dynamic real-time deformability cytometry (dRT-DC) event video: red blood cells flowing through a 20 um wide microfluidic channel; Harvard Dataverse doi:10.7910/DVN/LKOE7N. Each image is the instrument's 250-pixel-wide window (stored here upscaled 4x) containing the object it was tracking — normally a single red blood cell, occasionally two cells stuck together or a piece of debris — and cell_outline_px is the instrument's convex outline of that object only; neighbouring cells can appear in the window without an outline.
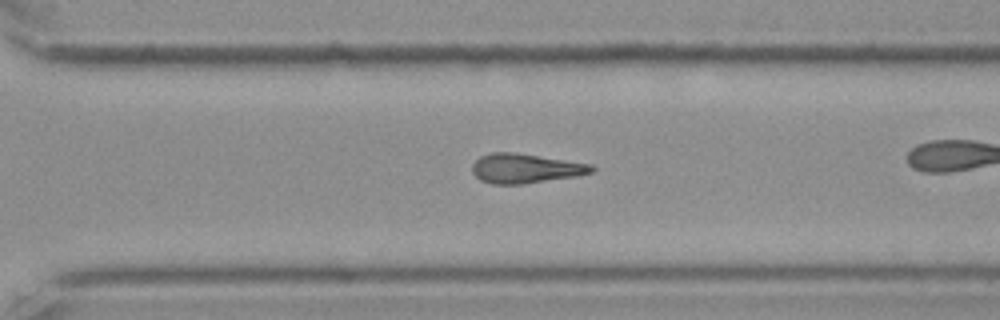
{"species": "Egyptian fruit bat (a non-hibernating species)", "species_latin": "Rousettus aegyptiacus", "temperature_condition": "cold", "stored_images_in_passage": 43, "camera_frame_rate_fps": 3000, "um_per_image_px": 0.085, "frame": {"image": 1, "passage_image": 31, "time_ms": 10.0, "image_size_px": [1000, 320], "cell_outline_px": [[596, 168], [592, 172], [576, 176], [524, 184], [492, 184], [480, 180], [472, 172], [472, 164], [480, 156], [492, 152], [516, 152], [592, 164]], "centroid_in_image_um": [44.65, 14.31], "position_along_channel_um": 326.0, "area_um2": 20.63}, "authors_computed_cell_mechanics": {"area_um2": 20.4034, "velocity_mm_per_s": 3.5802, "shape_relaxation_time_tau1_ms": null, "shape_relaxation_time_tau2_ms": 8.6436, "deformation_change_tau1": null, "deformation_change_tau2": 0.2473}}